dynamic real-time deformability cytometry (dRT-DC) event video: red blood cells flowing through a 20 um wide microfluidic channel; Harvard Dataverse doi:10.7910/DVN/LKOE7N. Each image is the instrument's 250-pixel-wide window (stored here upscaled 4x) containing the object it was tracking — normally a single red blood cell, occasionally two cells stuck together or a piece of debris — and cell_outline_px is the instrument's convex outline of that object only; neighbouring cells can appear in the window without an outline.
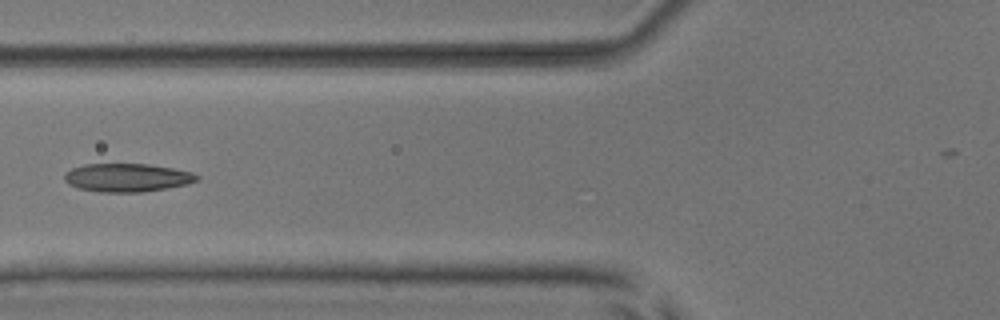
{"species": "common noctule bat (a hibernating species)", "species_latin": "Nyctalus noctula", "temperature_condition": "room temperature", "stored_images_in_passage": 5, "camera_frame_rate_fps": 3000, "um_per_image_px": 0.085, "animal": {"sex": "male", "body_mass_g": 17.9, "forearm_length_mm": 54.2}, "frame": {"image": 1, "passage_image": 5, "time_ms": 5.667, "image_size_px": [1000, 320], "cell_outline_px": [[200, 176], [196, 180], [188, 184], [168, 188], [140, 192], [100, 192], [76, 188], [68, 184], [64, 180], [64, 176], [72, 168], [84, 164], [148, 164], [172, 168], [192, 172]], "centroid_in_image_um": [10.79, 15.1], "position_along_channel_um": 115.0, "area_um2": 21.85}}